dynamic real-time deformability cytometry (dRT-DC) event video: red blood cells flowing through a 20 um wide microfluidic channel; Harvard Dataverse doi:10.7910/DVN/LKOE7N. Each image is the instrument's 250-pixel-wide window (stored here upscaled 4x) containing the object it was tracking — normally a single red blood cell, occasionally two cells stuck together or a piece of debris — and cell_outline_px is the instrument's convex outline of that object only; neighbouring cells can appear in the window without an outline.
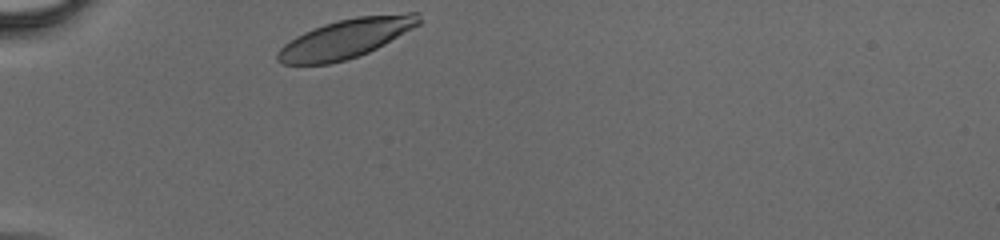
{"species": "human", "species_latin": "Homo sapiens", "temperature_condition": "cold", "stored_images_in_passage": 26, "camera_frame_rate_fps": 3000, "um_per_image_px": 0.085, "donor": {"sex": "male"}, "frame": {"image": 1, "passage_image": 1, "time_ms": 0.0, "image_size_px": [1000, 240], "cell_outline_px": [[424, 20], [420, 24], [384, 44], [360, 56], [328, 64], [284, 64], [276, 60], [276, 52], [284, 44], [296, 36], [304, 32], [324, 24], [356, 16], [408, 12], [416, 12]], "centroid_in_image_um": [29.41, 3.26], "position_along_channel_um": 55.6, "area_um2": 32.19}}
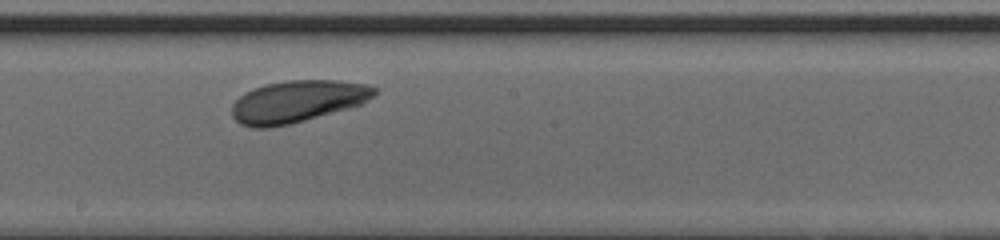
{"frame": {"image": 2, "passage_image": 14, "time_ms": 4.333, "image_size_px": [1000, 240], "cell_outline_px": [[376, 92], [372, 96], [360, 104], [348, 108], [304, 120], [288, 124], [268, 128], [252, 128], [240, 124], [232, 116], [232, 104], [244, 92], [252, 88], [264, 84], [288, 80], [340, 80], [368, 84], [376, 88]], "centroid_in_image_um": [25.23, 8.61], "position_along_channel_um": 223.0, "area_um2": 34.8}}
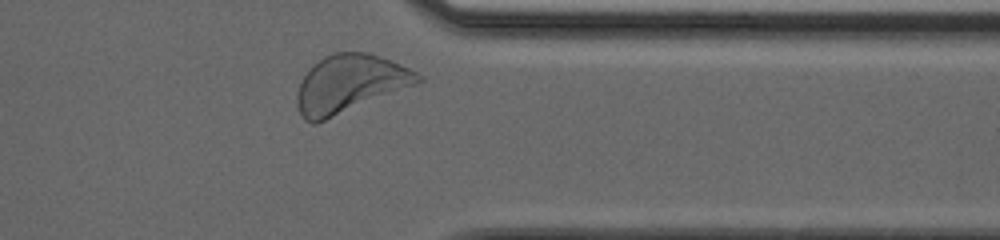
{"frame": {"image": 3, "passage_image": 25, "time_ms": 8.0, "image_size_px": [1000, 240], "cell_outline_px": [[424, 80], [416, 84], [316, 124], [312, 124], [304, 120], [300, 116], [296, 104], [296, 96], [300, 84], [304, 76], [324, 56], [336, 52], [368, 52], [400, 64], [424, 76]], "centroid_in_image_um": [29.72, 7.15], "position_along_channel_um": 381.7, "area_um2": 40.4}}